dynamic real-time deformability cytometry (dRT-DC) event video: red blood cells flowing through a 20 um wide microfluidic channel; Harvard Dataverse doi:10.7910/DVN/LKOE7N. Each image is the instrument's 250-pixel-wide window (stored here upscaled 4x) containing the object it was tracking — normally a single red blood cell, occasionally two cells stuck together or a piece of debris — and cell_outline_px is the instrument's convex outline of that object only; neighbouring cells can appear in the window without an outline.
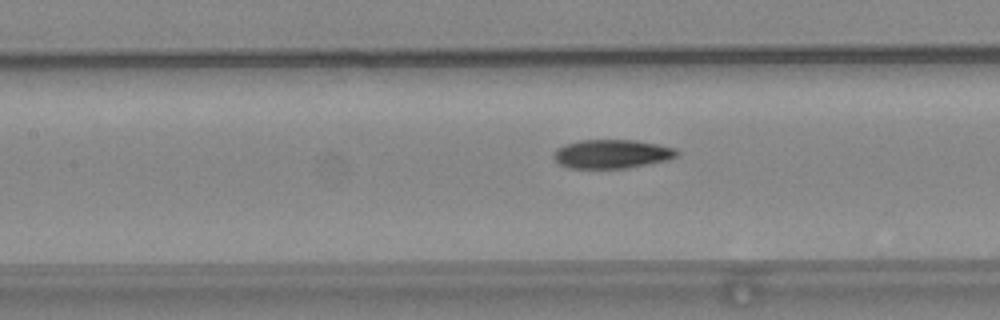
{"species": "common noctule bat (a hibernating species)", "species_latin": "Nyctalus noctula", "temperature_condition": "warm", "stored_images_in_passage": 49, "camera_frame_rate_fps": 3000, "um_per_image_px": 0.085, "animal": {"sex": "female", "body_mass_g": 24.6, "forearm_length_mm": 56.2}, "frame": {"image": 1, "passage_image": 24, "time_ms": 7.667, "image_size_px": [1000, 320], "cell_outline_px": [[680, 152], [676, 156], [668, 160], [628, 168], [568, 168], [560, 164], [552, 156], [556, 148], [564, 144], [580, 140], [632, 140], [656, 144], [676, 148]], "centroid_in_image_um": [51.99, 13.09], "position_along_channel_um": 155.4, "area_um2": 20.75}}
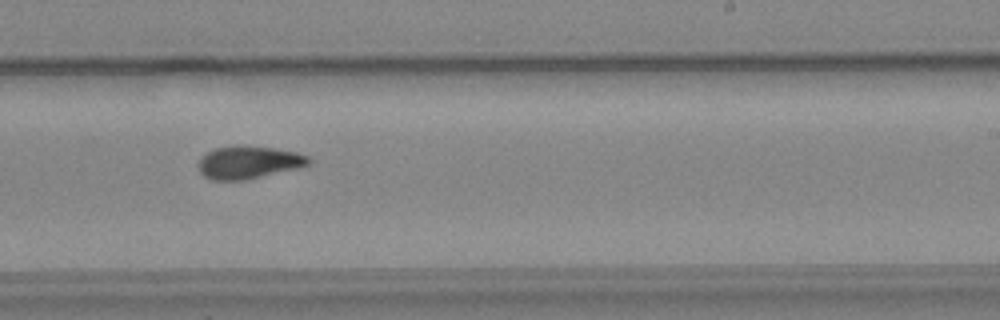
{"frame": {"image": 2, "passage_image": 33, "time_ms": 10.667, "image_size_px": [1000, 320], "cell_outline_px": [[312, 164], [300, 168], [244, 180], [212, 180], [204, 176], [200, 172], [196, 164], [208, 152], [216, 148], [236, 144], [272, 148], [296, 152], [308, 156], [312, 160]], "centroid_in_image_um": [21.16, 13.8], "position_along_channel_um": 267.8, "area_um2": 21.21}}
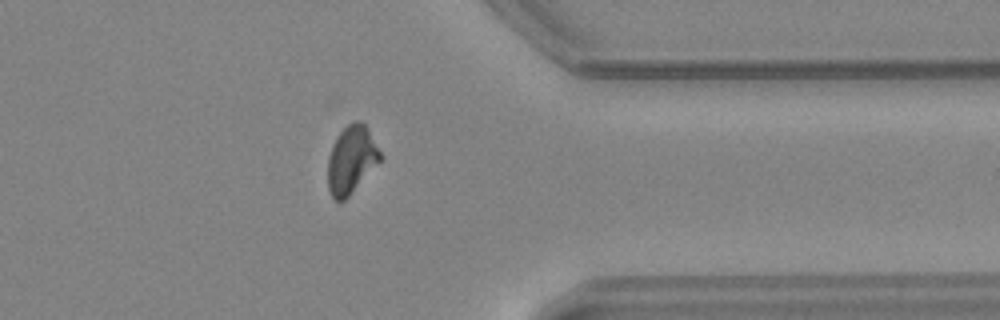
{"frame": {"image": 3, "passage_image": 43, "time_ms": 14.0, "image_size_px": [1000, 320], "cell_outline_px": [[384, 156], [348, 196], [344, 200], [332, 200], [328, 188], [328, 156], [332, 144], [340, 132], [348, 124], [356, 120], [360, 120], [368, 128]], "centroid_in_image_um": [29.87, 13.55], "position_along_channel_um": 381.5, "area_um2": 20.63}, "authors_computed_cell_mechanics": {"area_um2": 20.8658, "velocity_mm_per_s": 3.7776, "shape_relaxation_time_tau1_ms": 3.8347, "shape_relaxation_time_tau2_ms": 2.8831, "deformation_change_tau1": 0.1663, "deformation_change_tau2": 0.089}}